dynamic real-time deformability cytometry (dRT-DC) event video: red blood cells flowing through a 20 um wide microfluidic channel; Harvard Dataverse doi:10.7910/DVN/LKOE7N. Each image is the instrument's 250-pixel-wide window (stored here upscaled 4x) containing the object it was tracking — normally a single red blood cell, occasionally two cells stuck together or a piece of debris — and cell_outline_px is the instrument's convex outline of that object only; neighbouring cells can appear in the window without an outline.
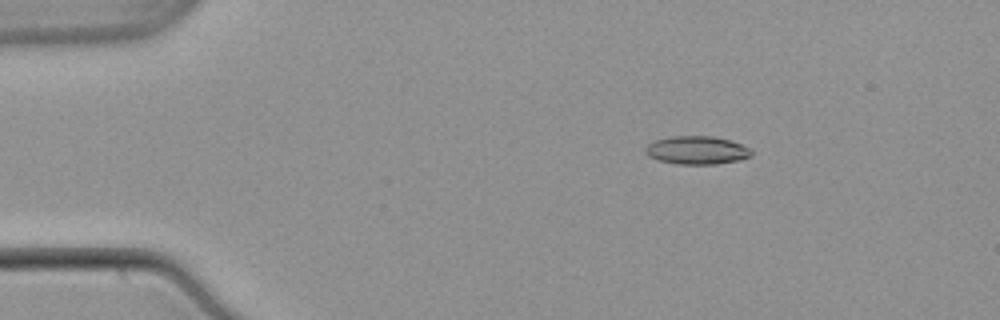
{"species": "common noctule bat (a hibernating species)", "species_latin": "Nyctalus noctula", "temperature_condition": "warm", "stored_images_in_passage": 47, "camera_frame_rate_fps": 3000, "um_per_image_px": 0.085, "animal": {"sex": "male", "body_mass_g": 21.5, "forearm_length_mm": 52.0}, "frame": {"image": 1, "passage_image": 2, "time_ms": 0.333, "image_size_px": [1000, 320], "cell_outline_px": [[752, 156], [740, 160], [716, 164], [676, 164], [660, 160], [648, 156], [644, 152], [644, 148], [648, 144], [656, 140], [668, 136], [712, 136], [732, 140], [748, 148], [752, 152]], "centroid_in_image_um": [59.22, 12.76], "position_along_channel_um": 25.8, "area_um2": 17.51}}
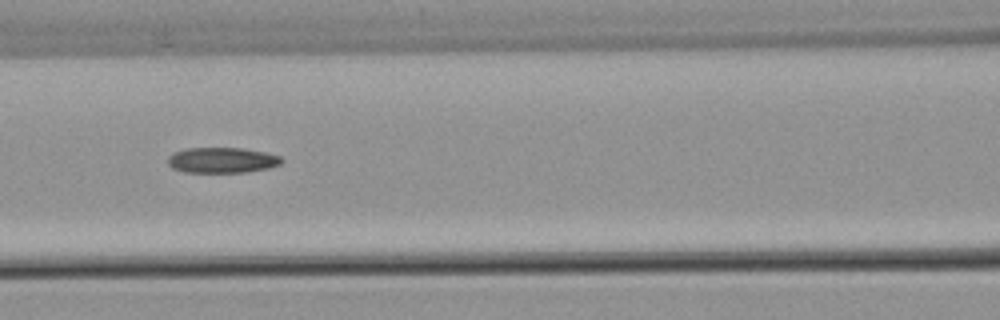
{"frame": {"image": 2, "passage_image": 17, "time_ms": 5.333, "image_size_px": [1000, 320], "cell_outline_px": [[284, 160], [280, 164], [268, 168], [248, 172], [184, 172], [172, 168], [168, 164], [168, 156], [172, 152], [184, 148], [244, 148], [264, 152], [280, 156]], "centroid_in_image_um": [18.85, 13.61], "position_along_channel_um": 147.8, "area_um2": 17.05}}
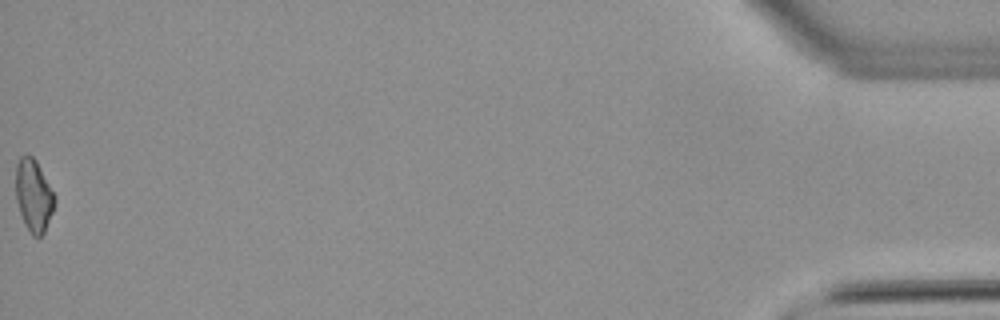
{"frame": {"image": 3, "passage_image": 47, "time_ms": 15.333, "image_size_px": [1000, 320], "cell_outline_px": [[56, 204], [44, 232], [40, 236], [32, 236], [24, 224], [16, 200], [16, 164], [20, 156], [32, 156], [36, 160], [56, 196]], "centroid_in_image_um": [2.87, 16.62], "position_along_channel_um": 432.3, "area_um2": 16.42}}